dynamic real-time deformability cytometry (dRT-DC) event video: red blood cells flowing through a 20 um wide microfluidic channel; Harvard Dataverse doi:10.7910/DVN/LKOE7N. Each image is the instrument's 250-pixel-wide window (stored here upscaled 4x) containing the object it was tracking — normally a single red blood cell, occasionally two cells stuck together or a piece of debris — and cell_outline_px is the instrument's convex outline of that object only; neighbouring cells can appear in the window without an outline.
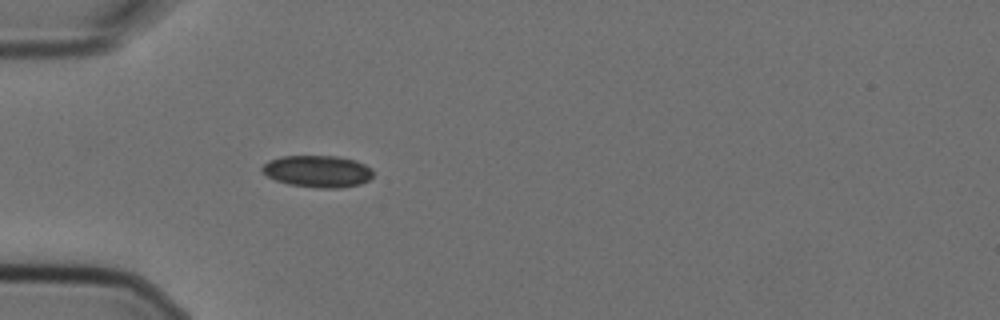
{"species": "Egyptian fruit bat (a non-hibernating species)", "species_latin": "Rousettus aegyptiacus", "temperature_condition": "cold", "stored_images_in_passage": 4, "camera_frame_rate_fps": 3000, "um_per_image_px": 0.085, "animal": {"sex": "female"}, "frame": {"image": 1, "passage_image": 4, "time_ms": 1.0, "image_size_px": [1000, 320], "cell_outline_px": [[372, 176], [368, 180], [360, 184], [340, 188], [316, 188], [288, 184], [276, 180], [260, 172], [260, 168], [268, 160], [280, 156], [336, 156], [356, 160], [372, 168]], "centroid_in_image_um": [26.97, 14.56], "position_along_channel_um": 58.0, "area_um2": 20.81}}